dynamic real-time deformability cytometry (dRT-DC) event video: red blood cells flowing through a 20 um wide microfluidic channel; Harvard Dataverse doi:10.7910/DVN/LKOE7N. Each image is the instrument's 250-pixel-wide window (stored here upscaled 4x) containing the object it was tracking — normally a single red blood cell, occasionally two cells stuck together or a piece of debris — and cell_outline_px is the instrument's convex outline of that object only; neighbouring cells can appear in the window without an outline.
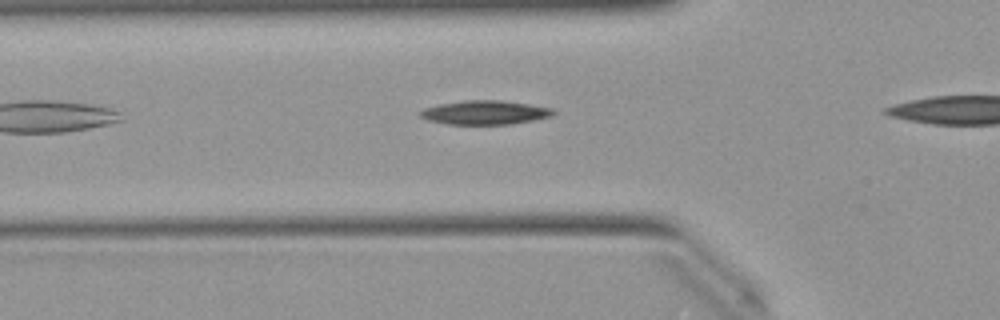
{"species": "Egyptian fruit bat (a non-hibernating species)", "species_latin": "Rousettus aegyptiacus", "temperature_condition": "warm", "stored_images_in_passage": 31, "camera_frame_rate_fps": 3000, "um_per_image_px": 0.085, "animal": {"sex": "female"}, "frame": {"image": 1, "passage_image": 7, "time_ms": 2.0, "image_size_px": [1000, 320], "cell_outline_px": [[556, 112], [552, 116], [512, 124], [448, 124], [428, 120], [420, 116], [416, 112], [424, 108], [440, 104], [464, 100], [500, 100], [528, 104], [552, 108]], "centroid_in_image_um": [41.19, 9.56], "position_along_channel_um": 84.6, "area_um2": 18.55}}
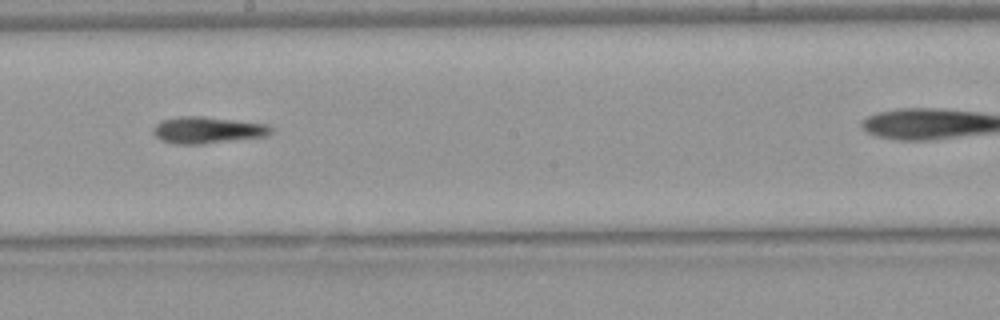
{"frame": {"image": 2, "passage_image": 18, "time_ms": 5.667, "image_size_px": [1000, 320], "cell_outline_px": [[272, 132], [268, 136], [200, 144], [180, 144], [160, 140], [152, 132], [152, 128], [160, 120], [180, 116], [200, 116], [268, 124], [272, 128]], "centroid_in_image_um": [17.62, 11.05], "position_along_channel_um": 230.6, "area_um2": 18.26}}
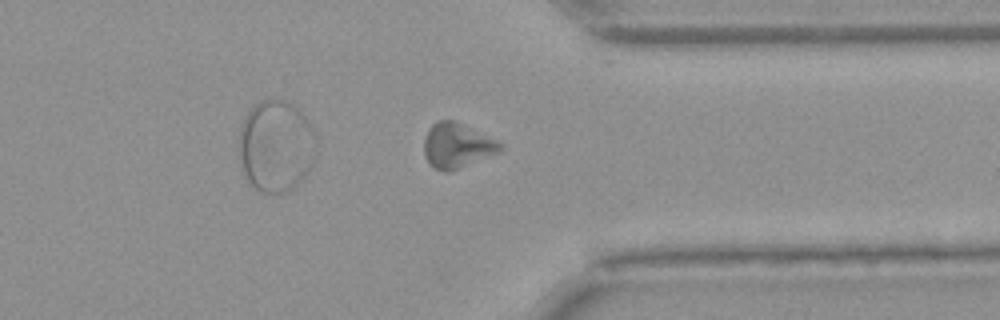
{"frame": {"image": 3, "passage_image": 29, "time_ms": 9.333, "image_size_px": [1000, 320], "cell_outline_px": [[504, 148], [496, 152], [448, 172], [444, 172], [432, 168], [424, 152], [424, 140], [428, 128], [436, 120], [456, 120], [500, 140], [504, 144]], "centroid_in_image_um": [38.85, 12.33], "position_along_channel_um": 372.6, "area_um2": 20.0}}